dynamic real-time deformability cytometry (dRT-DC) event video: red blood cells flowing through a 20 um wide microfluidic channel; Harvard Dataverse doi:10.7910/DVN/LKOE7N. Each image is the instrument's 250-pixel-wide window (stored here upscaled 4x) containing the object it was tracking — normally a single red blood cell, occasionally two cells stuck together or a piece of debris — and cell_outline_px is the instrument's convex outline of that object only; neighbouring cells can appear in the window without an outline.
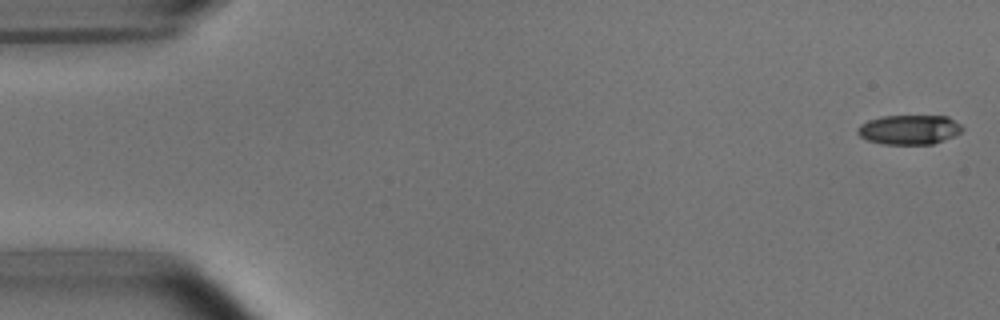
{"species": "common noctule bat (a hibernating species)", "species_latin": "Nyctalus noctula", "temperature_condition": "room temperature", "stored_images_in_passage": 52, "camera_frame_rate_fps": 3000, "um_per_image_px": 0.085, "animal": {"sex": "male", "body_mass_g": 15.6}, "frame": {"image": 1, "passage_image": 1, "time_ms": 0.0, "image_size_px": [1000, 320], "cell_outline_px": [[964, 128], [960, 132], [944, 140], [932, 144], [880, 144], [868, 140], [860, 136], [856, 132], [856, 128], [860, 124], [868, 120], [880, 116], [948, 116], [960, 124]], "centroid_in_image_um": [77.25, 11.02], "position_along_channel_um": 7.8, "area_um2": 18.09}}
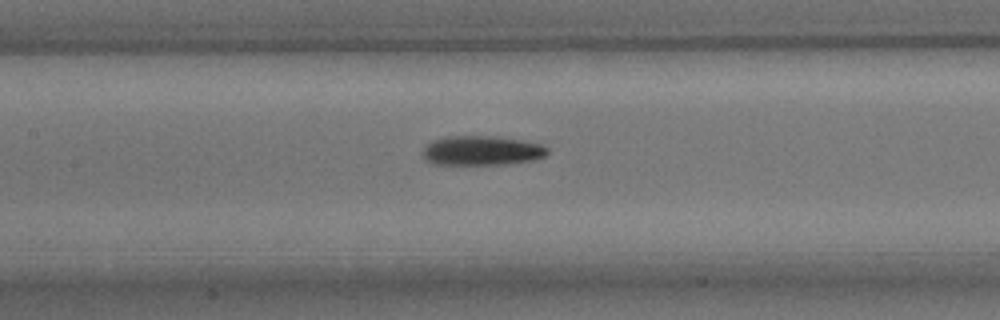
{"frame": {"image": 2, "passage_image": 24, "time_ms": 7.667, "image_size_px": [1000, 320], "cell_outline_px": [[548, 152], [544, 156], [532, 160], [508, 164], [432, 164], [424, 160], [424, 148], [432, 140], [448, 136], [496, 136], [520, 140], [540, 144], [548, 148]], "centroid_in_image_um": [40.93, 12.8], "position_along_channel_um": 166.5, "area_um2": 21.33}}
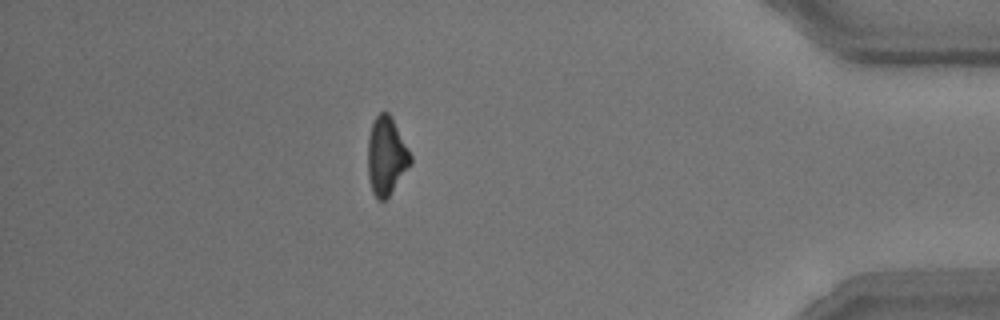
{"frame": {"image": 3, "passage_image": 46, "time_ms": 15.0, "image_size_px": [1000, 320], "cell_outline_px": [[412, 164], [388, 196], [384, 200], [376, 200], [372, 192], [368, 176], [368, 136], [372, 124], [376, 116], [380, 112], [388, 112], [392, 116], [412, 156]], "centroid_in_image_um": [32.84, 13.26], "position_along_channel_um": 402.4, "area_um2": 19.54}, "authors_computed_cell_mechanics": {"area_um2": 19.7676, "velocity_mm_per_s": 3.8093, "shape_relaxation_time_tau1_ms": 2.9257, "shape_relaxation_time_tau2_ms": null, "deformation_change_tau1": 0.1328, "deformation_change_tau2": null}}